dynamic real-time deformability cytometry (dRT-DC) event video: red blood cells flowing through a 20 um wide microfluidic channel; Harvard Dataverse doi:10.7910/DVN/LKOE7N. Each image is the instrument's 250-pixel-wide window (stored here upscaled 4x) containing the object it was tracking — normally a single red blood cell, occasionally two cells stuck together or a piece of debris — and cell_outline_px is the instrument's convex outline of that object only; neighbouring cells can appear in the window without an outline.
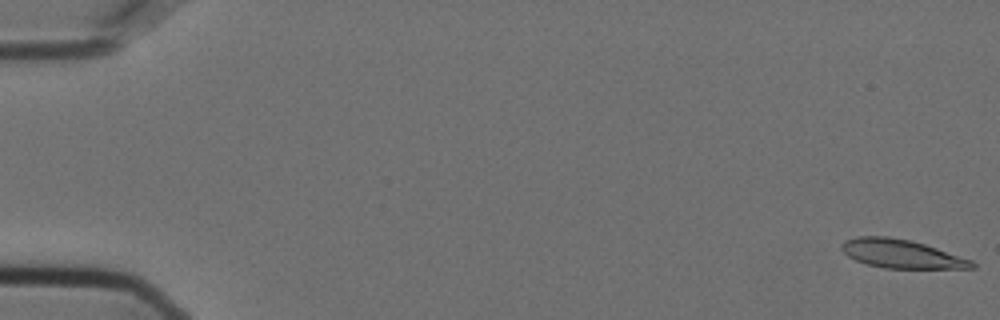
{"species": "Egyptian fruit bat (a non-hibernating species)", "species_latin": "Rousettus aegyptiacus", "temperature_condition": "cold", "stored_images_in_passage": 14, "camera_frame_rate_fps": 3000, "um_per_image_px": 0.085, "animal": {"sex": "female"}, "frame": {"image": 1, "passage_image": 1, "time_ms": 0.0, "image_size_px": [1000, 320], "cell_outline_px": [[976, 268], [884, 268], [868, 264], [856, 260], [848, 256], [840, 248], [840, 244], [844, 240], [856, 236], [888, 236], [908, 240], [924, 244], [972, 260], [976, 264]], "centroid_in_image_um": [76.58, 21.57], "position_along_channel_um": 8.4, "area_um2": 21.56}}